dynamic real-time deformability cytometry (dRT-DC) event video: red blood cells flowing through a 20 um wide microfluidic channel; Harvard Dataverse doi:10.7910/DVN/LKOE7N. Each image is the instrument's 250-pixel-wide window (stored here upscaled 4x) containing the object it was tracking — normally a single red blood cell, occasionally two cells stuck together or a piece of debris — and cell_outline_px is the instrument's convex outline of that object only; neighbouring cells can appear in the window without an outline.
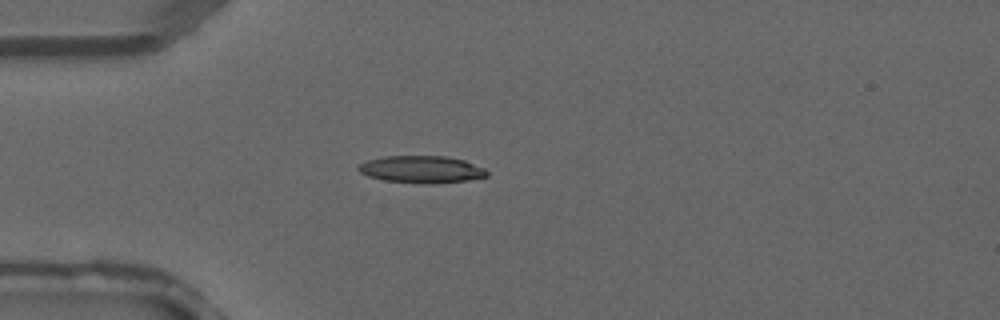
{"species": "common noctule bat (a hibernating species)", "species_latin": "Nyctalus noctula", "temperature_condition": "warm", "stored_images_in_passage": 2, "camera_frame_rate_fps": 3000, "um_per_image_px": 0.085, "animal": {"sex": "male", "forearm_length_mm": 52.5}, "frame": {"image": 1, "passage_image": 2, "time_ms": 0.333, "image_size_px": [1000, 320], "cell_outline_px": [[488, 176], [468, 180], [436, 184], [424, 184], [384, 180], [368, 176], [360, 172], [356, 168], [360, 164], [368, 160], [384, 156], [444, 156], [464, 160], [484, 168], [488, 172]], "centroid_in_image_um": [35.84, 14.4], "position_along_channel_um": 49.2, "area_um2": 20.4}}